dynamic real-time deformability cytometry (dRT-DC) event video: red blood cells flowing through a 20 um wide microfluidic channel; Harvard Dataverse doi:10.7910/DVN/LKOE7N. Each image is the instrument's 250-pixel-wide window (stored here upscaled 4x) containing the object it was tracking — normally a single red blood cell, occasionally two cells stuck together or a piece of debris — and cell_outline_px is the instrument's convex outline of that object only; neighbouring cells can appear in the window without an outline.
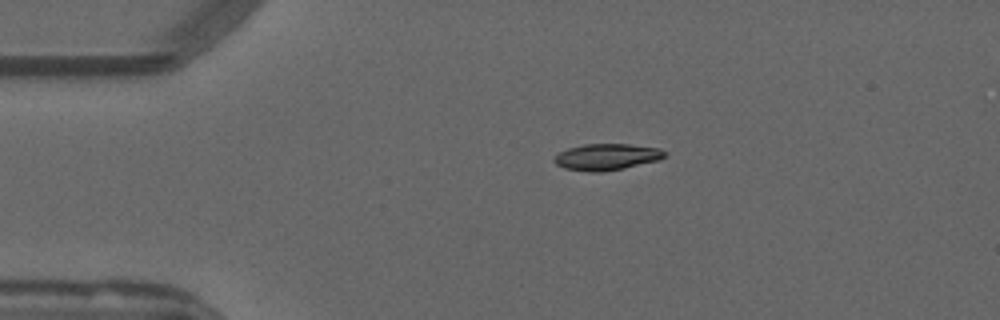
{"species": "common noctule bat (a hibernating species)", "species_latin": "Nyctalus noctula", "temperature_condition": "warm", "stored_images_in_passage": 4, "camera_frame_rate_fps": 3000, "um_per_image_px": 0.085, "animal": {"sex": "male", "forearm_length_mm": 52.5}, "frame": {"image": 1, "passage_image": 1, "time_ms": 0.0, "image_size_px": [1000, 320], "cell_outline_px": [[664, 156], [660, 160], [624, 168], [600, 172], [592, 172], [564, 168], [556, 164], [552, 160], [560, 152], [568, 148], [584, 144], [628, 144], [660, 148], [664, 152]], "centroid_in_image_um": [51.56, 13.33], "position_along_channel_um": 33.4, "area_um2": 16.88}}